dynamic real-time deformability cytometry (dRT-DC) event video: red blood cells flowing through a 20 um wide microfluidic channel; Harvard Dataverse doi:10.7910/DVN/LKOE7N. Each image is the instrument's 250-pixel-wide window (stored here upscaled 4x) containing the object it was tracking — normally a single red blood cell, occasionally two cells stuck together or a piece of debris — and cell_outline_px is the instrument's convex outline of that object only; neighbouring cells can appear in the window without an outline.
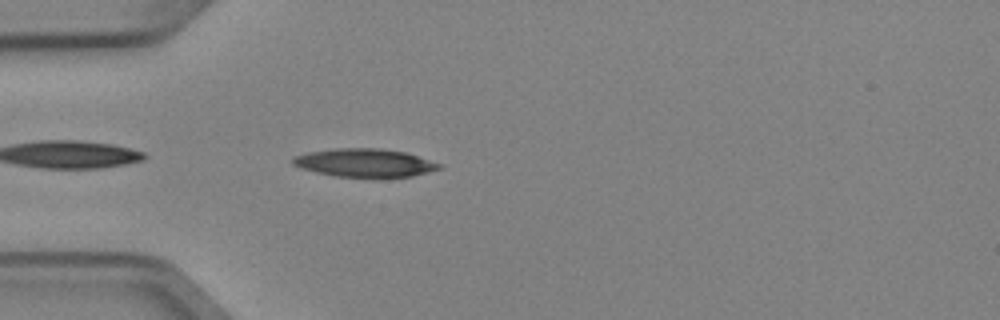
{"species": "Egyptian fruit bat (a non-hibernating species)", "species_latin": "Rousettus aegyptiacus", "temperature_condition": "cold", "stored_images_in_passage": 2, "camera_frame_rate_fps": 3000, "um_per_image_px": 0.085, "animal": {"sex": "female"}, "frame": {"image": 1, "passage_image": 2, "time_ms": 0.333, "image_size_px": [1000, 320], "cell_outline_px": [[444, 168], [412, 176], [336, 176], [316, 172], [300, 168], [292, 164], [292, 160], [296, 156], [308, 152], [332, 148], [380, 148], [404, 152], [444, 164]], "centroid_in_image_um": [31.02, 13.82], "position_along_channel_um": 54.0, "area_um2": 23.87}}